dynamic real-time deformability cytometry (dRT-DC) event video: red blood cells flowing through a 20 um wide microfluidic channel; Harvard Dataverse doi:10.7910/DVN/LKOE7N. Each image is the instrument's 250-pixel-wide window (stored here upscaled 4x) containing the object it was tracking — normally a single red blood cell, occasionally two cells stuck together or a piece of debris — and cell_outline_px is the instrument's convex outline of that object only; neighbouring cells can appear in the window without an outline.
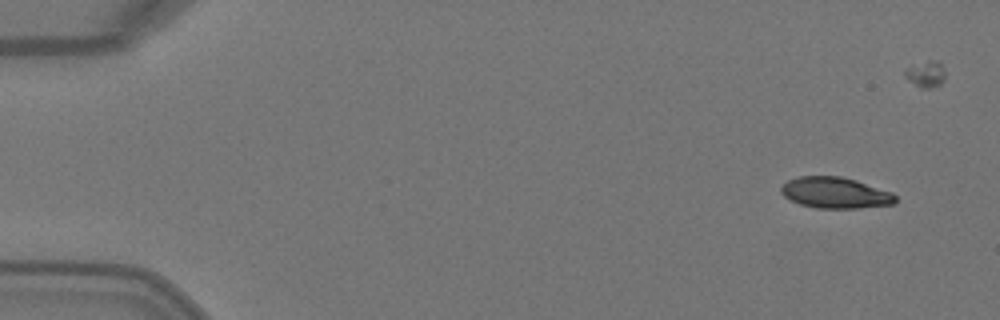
{"species": "Egyptian fruit bat (a non-hibernating species)", "species_latin": "Rousettus aegyptiacus", "temperature_condition": "warm", "stored_images_in_passage": 5, "camera_frame_rate_fps": 3000, "um_per_image_px": 0.085, "animal": {"sex": "female"}, "frame": {"image": 1, "passage_image": 1, "time_ms": 0.0, "image_size_px": [1000, 320], "cell_outline_px": [[896, 204], [856, 208], [816, 208], [800, 204], [784, 196], [780, 192], [780, 188], [788, 180], [796, 176], [840, 176], [856, 180], [892, 192], [896, 196]], "centroid_in_image_um": [71.0, 16.38], "position_along_channel_um": 14.0, "area_um2": 20.75}}
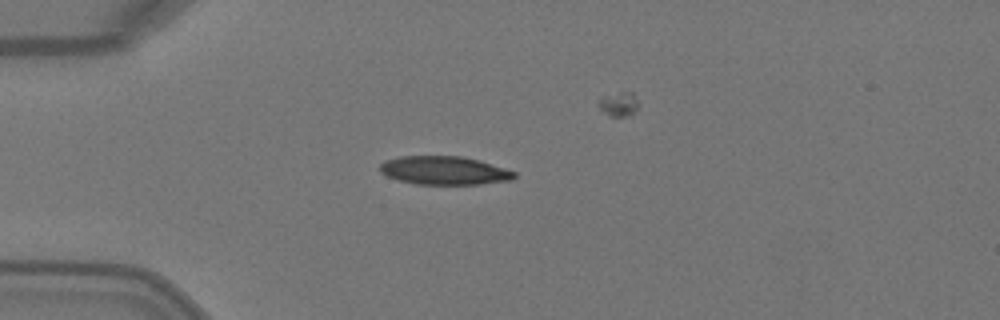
{"frame": {"image": 2, "passage_image": 4, "time_ms": 1.0, "image_size_px": [1000, 320], "cell_outline_px": [[516, 176], [512, 180], [480, 184], [416, 184], [400, 180], [388, 176], [380, 172], [380, 164], [384, 160], [400, 156], [460, 156], [480, 160], [516, 172]], "centroid_in_image_um": [37.77, 14.48], "position_along_channel_um": 47.2, "area_um2": 22.25}}